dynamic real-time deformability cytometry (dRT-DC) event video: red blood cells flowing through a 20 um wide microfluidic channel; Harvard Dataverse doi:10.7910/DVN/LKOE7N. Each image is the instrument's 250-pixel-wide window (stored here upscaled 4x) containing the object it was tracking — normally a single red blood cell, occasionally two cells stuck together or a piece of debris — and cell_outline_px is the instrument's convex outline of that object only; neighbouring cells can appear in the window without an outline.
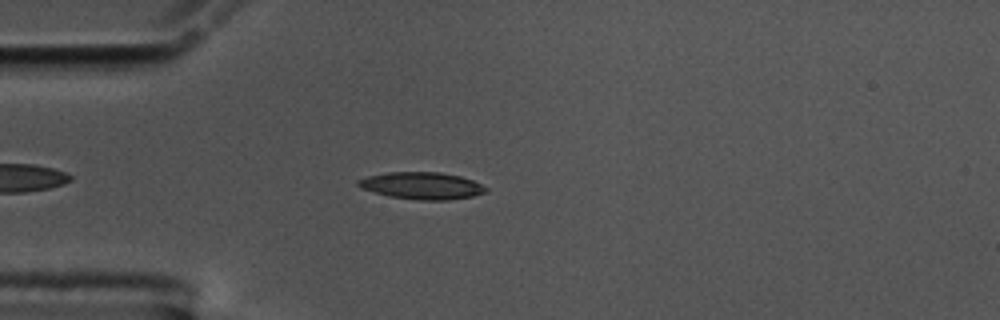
{"species": "common noctule bat (a hibernating species)", "species_latin": "Nyctalus noctula", "temperature_condition": "cold", "stored_images_in_passage": 49, "camera_frame_rate_fps": 3000, "um_per_image_px": 0.085, "animal": {"sex": "male", "body_mass_g": 17.5, "forearm_length_mm": 52.3}, "frame": {"image": 1, "passage_image": 8, "time_ms": 2.333, "image_size_px": [1000, 320], "cell_outline_px": [[488, 192], [472, 196], [448, 200], [420, 200], [388, 196], [360, 188], [356, 184], [356, 180], [368, 176], [388, 172], [440, 172], [460, 176], [472, 180], [488, 188]], "centroid_in_image_um": [35.84, 15.78], "position_along_channel_um": 49.2, "area_um2": 20.17}}
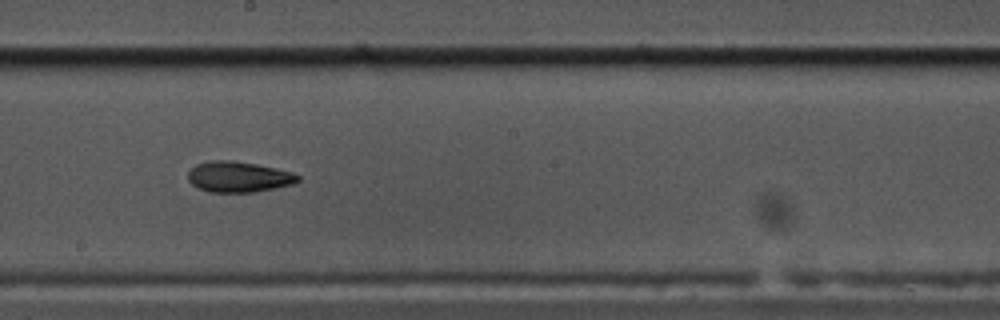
{"frame": {"image": 2, "passage_image": 24, "time_ms": 7.667, "image_size_px": [1000, 320], "cell_outline_px": [[300, 180], [292, 184], [276, 188], [252, 192], [212, 192], [200, 188], [192, 184], [188, 180], [188, 172], [196, 164], [208, 160], [232, 160], [256, 164], [292, 172], [300, 176]], "centroid_in_image_um": [20.27, 15.02], "position_along_channel_um": 227.9, "area_um2": 19.59}}
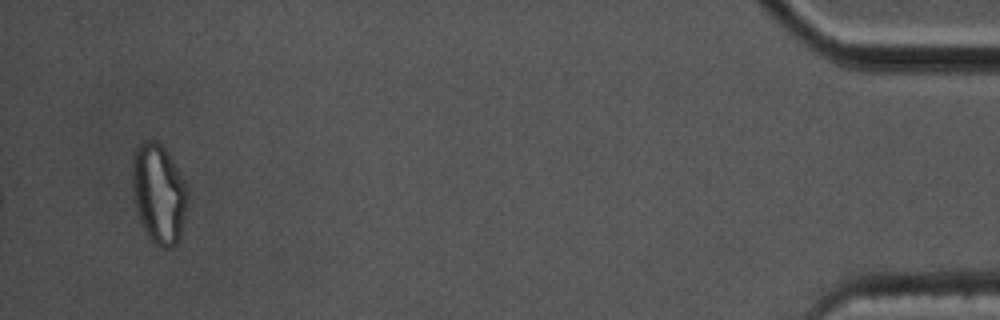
{"frame": {"image": 3, "passage_image": 47, "time_ms": 15.333, "image_size_px": [1000, 320], "cell_outline_px": [[188, 200], [180, 236], [176, 244], [172, 248], [160, 248], [152, 244], [140, 220], [136, 208], [132, 188], [132, 156], [136, 144], [144, 140], [156, 140], [164, 148], [180, 172], [188, 188]], "centroid_in_image_um": [13.48, 16.45], "position_along_channel_um": 421.7, "area_um2": 32.48}, "authors_computed_cell_mechanics": {"area_um2": 19.7098, "velocity_mm_per_s": 3.577, "shape_relaxation_time_tau1_ms": 6.8116, "shape_relaxation_time_tau2_ms": 10.9578, "deformation_change_tau1": 0.2064, "deformation_change_tau2": 0.1909}}